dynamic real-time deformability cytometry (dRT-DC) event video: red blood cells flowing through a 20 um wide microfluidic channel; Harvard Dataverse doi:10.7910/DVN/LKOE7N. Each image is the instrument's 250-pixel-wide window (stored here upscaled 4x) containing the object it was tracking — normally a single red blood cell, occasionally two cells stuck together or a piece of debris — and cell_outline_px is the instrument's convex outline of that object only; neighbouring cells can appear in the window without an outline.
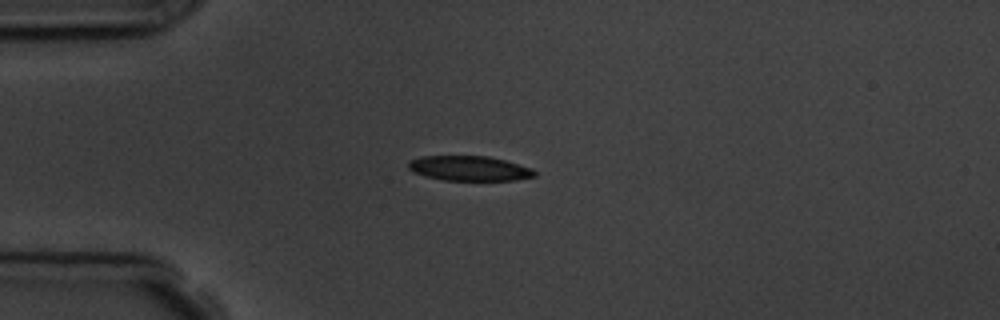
{"species": "common noctule bat (a hibernating species)", "species_latin": "Nyctalus noctula", "temperature_condition": "room temperature", "stored_images_in_passage": 3, "camera_frame_rate_fps": 3000, "um_per_image_px": 0.085, "animal": {"sex": "male", "body_mass_g": 19.5, "forearm_length_mm": 54.6}, "frame": {"image": 1, "passage_image": 1, "time_ms": 0.0, "image_size_px": [1000, 320], "cell_outline_px": [[536, 176], [516, 180], [444, 180], [424, 176], [408, 168], [408, 160], [420, 156], [488, 156], [504, 160], [532, 168], [536, 172]], "centroid_in_image_um": [39.88, 14.31], "position_along_channel_um": 45.1, "area_um2": 18.26}}
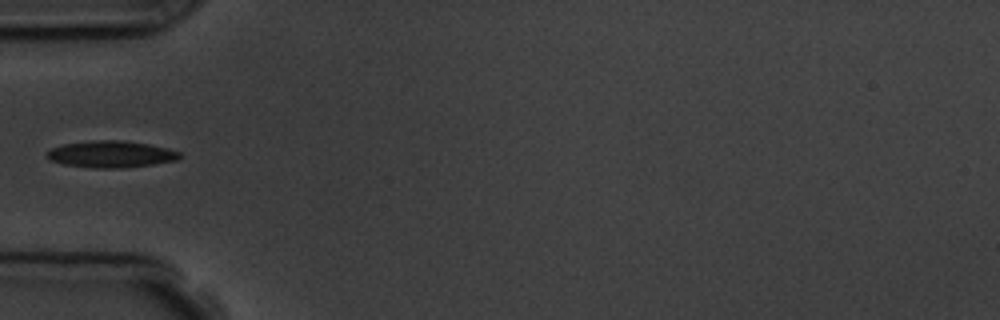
{"frame": {"image": 2, "passage_image": 2, "time_ms": 1.333, "image_size_px": [1000, 320], "cell_outline_px": [[180, 156], [176, 160], [152, 164], [124, 168], [92, 168], [64, 164], [52, 160], [44, 156], [52, 148], [64, 144], [92, 140], [124, 140], [148, 144], [180, 152]], "centroid_in_image_um": [9.4, 13.1], "position_along_channel_um": 75.6, "area_um2": 20.46}}